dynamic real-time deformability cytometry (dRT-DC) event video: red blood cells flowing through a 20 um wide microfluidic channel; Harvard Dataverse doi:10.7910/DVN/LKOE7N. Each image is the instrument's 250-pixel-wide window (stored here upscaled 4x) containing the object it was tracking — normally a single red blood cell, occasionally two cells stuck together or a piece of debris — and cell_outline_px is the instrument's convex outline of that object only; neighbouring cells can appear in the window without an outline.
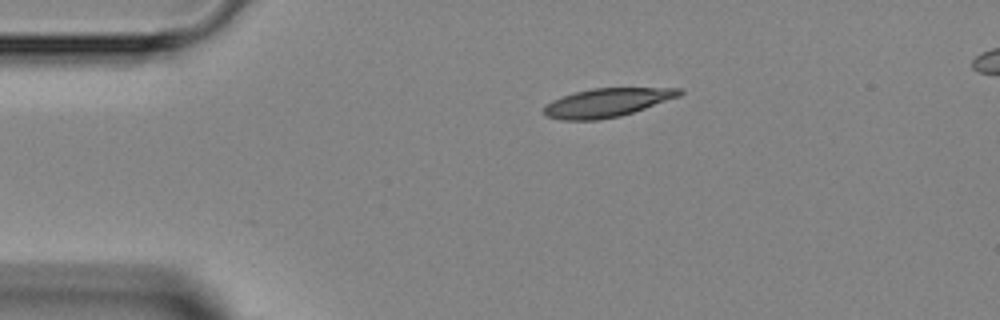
{"species": "Egyptian fruit bat (a non-hibernating species)", "species_latin": "Rousettus aegyptiacus", "temperature_condition": "room temperature", "stored_images_in_passage": 2, "camera_frame_rate_fps": 3000, "um_per_image_px": 0.085, "animal": {"sex": "female"}, "frame": {"image": 1, "passage_image": 2, "time_ms": 1.667, "image_size_px": [1000, 320], "cell_outline_px": [[684, 92], [680, 96], [620, 116], [596, 120], [560, 120], [544, 116], [544, 108], [552, 100], [560, 96], [592, 88], [684, 88]], "centroid_in_image_um": [51.58, 8.72], "position_along_channel_um": 33.4, "area_um2": 22.54}}